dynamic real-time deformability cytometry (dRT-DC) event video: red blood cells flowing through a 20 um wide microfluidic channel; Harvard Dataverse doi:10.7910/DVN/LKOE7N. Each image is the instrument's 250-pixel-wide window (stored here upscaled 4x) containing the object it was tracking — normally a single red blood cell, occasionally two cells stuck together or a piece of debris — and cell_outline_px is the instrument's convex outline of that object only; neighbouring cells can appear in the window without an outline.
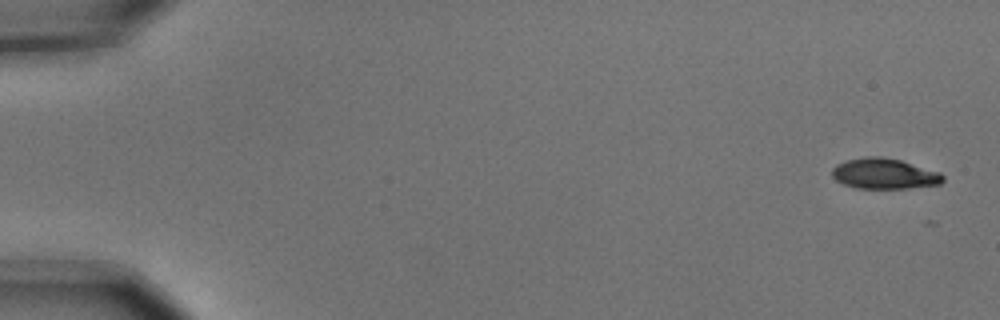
{"species": "common noctule bat (a hibernating species)", "species_latin": "Nyctalus noctula", "temperature_condition": "cold", "stored_images_in_passage": 6, "camera_frame_rate_fps": 3000, "um_per_image_px": 0.085, "animal": {"sex": "male", "body_mass_g": 15.6}, "frame": {"image": 1, "passage_image": 1, "time_ms": 0.0, "image_size_px": [1000, 320], "cell_outline_px": [[944, 180], [940, 184], [908, 188], [856, 188], [844, 184], [836, 180], [832, 176], [832, 168], [836, 164], [848, 160], [864, 156], [880, 156], [900, 160], [940, 172], [944, 176]], "centroid_in_image_um": [75.16, 14.76], "position_along_channel_um": 9.8, "area_um2": 19.71}}
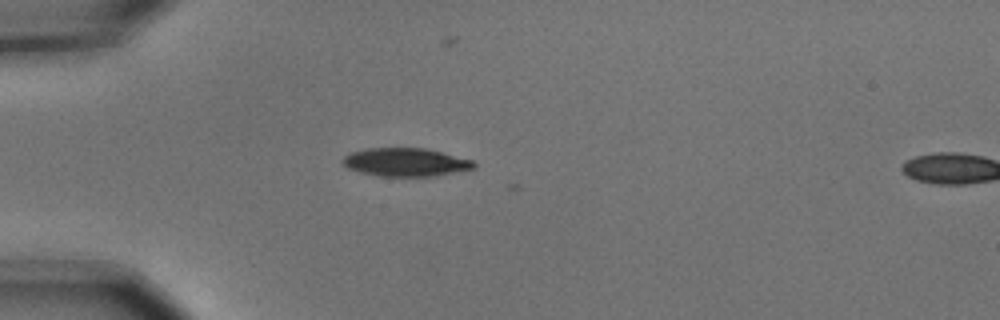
{"frame": {"image": 2, "passage_image": 5, "time_ms": 1.333, "image_size_px": [1000, 320], "cell_outline_px": [[476, 168], [436, 176], [380, 176], [360, 172], [348, 168], [340, 160], [344, 156], [352, 152], [368, 148], [424, 148], [472, 160], [476, 164]], "centroid_in_image_um": [34.47, 13.79], "position_along_channel_um": 50.5, "area_um2": 21.5}}